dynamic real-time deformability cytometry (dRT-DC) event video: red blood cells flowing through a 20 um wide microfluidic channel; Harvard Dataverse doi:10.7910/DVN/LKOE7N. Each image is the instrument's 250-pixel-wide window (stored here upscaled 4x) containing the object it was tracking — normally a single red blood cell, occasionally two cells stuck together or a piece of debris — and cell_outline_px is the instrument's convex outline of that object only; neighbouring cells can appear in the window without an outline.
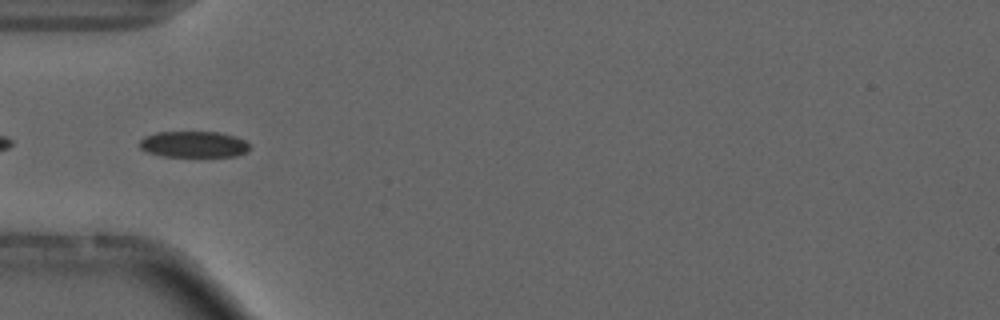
{"species": "common noctule bat (a hibernating species)", "species_latin": "Nyctalus noctula", "temperature_condition": "cold", "stored_images_in_passage": 5, "camera_frame_rate_fps": 3000, "um_per_image_px": 0.085, "animal": {"sex": "male", "forearm_length_mm": 52.5}, "frame": {"image": 1, "passage_image": 5, "time_ms": 5.667, "image_size_px": [1000, 320], "cell_outline_px": [[248, 152], [236, 156], [164, 156], [148, 152], [140, 148], [140, 140], [144, 136], [156, 132], [216, 132], [236, 136], [244, 140], [248, 144]], "centroid_in_image_um": [16.46, 12.26], "position_along_channel_um": 68.5, "area_um2": 16.7}}